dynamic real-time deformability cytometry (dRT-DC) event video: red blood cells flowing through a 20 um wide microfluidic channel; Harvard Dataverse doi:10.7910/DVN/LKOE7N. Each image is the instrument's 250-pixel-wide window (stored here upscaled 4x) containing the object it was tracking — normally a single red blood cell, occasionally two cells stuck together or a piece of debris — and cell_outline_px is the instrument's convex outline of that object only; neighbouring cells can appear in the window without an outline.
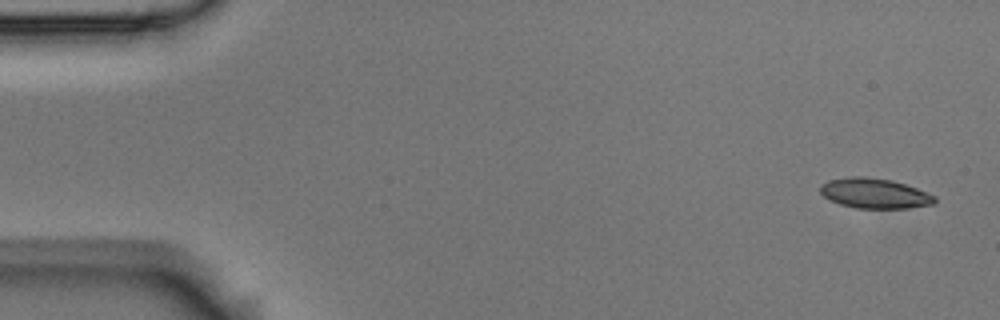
{"species": "Egyptian fruit bat (a non-hibernating species)", "species_latin": "Rousettus aegyptiacus", "temperature_condition": "room temperature", "stored_images_in_passage": 5, "camera_frame_rate_fps": 3000, "um_per_image_px": 0.085, "animal": {"sex": "male"}, "frame": {"image": 1, "passage_image": 1, "time_ms": 0.0, "image_size_px": [1000, 320], "cell_outline_px": [[936, 200], [932, 204], [908, 208], [856, 208], [840, 204], [824, 196], [820, 192], [820, 184], [828, 180], [848, 176], [864, 176], [892, 180], [916, 188], [936, 196]], "centroid_in_image_um": [74.32, 16.42], "position_along_channel_um": 10.7, "area_um2": 20.0}}
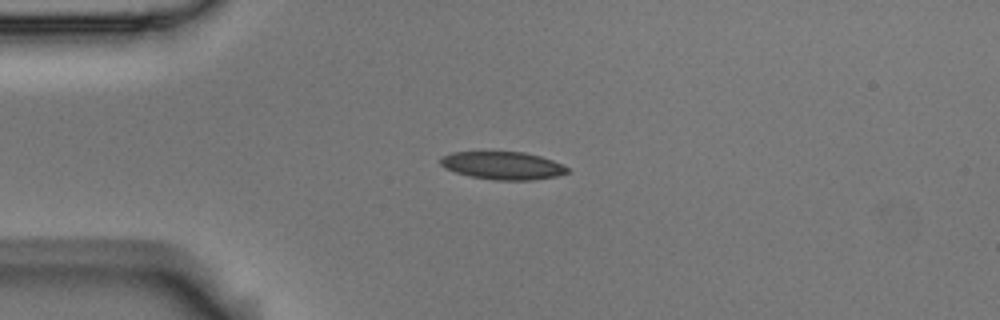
{"frame": {"image": 2, "passage_image": 4, "time_ms": 1.0, "image_size_px": [1000, 320], "cell_outline_px": [[568, 172], [556, 176], [532, 180], [496, 180], [472, 176], [456, 172], [440, 164], [440, 156], [452, 152], [524, 152], [540, 156], [552, 160], [568, 168]], "centroid_in_image_um": [42.72, 14.06], "position_along_channel_um": 42.3, "area_um2": 20.29}}